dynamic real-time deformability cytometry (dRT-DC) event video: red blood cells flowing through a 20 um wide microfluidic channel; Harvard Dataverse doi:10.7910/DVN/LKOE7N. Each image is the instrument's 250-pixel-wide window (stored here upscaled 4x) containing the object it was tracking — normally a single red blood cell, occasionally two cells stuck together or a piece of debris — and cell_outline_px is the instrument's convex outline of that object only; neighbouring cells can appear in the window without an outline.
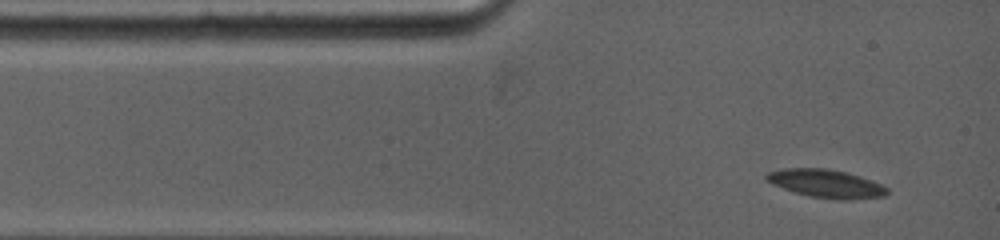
{"species": "common noctule bat (a hibernating species)", "species_latin": "Nyctalus noctula", "temperature_condition": "warm", "stored_images_in_passage": 14, "camera_frame_rate_fps": 5000, "um_per_image_px": 0.085, "animal": {"sex": "female", "body_mass_g": 19.0, "forearm_length_mm": 53.3}, "frame": {"image": 1, "passage_image": 1, "time_ms": 0.0, "image_size_px": [1000, 240], "cell_outline_px": [[888, 192], [884, 196], [852, 200], [836, 200], [808, 196], [772, 184], [764, 176], [768, 172], [784, 168], [828, 168], [860, 176], [880, 184], [888, 188]], "centroid_in_image_um": [70.23, 15.61], "position_along_channel_um": 14.8, "area_um2": 19.77}}
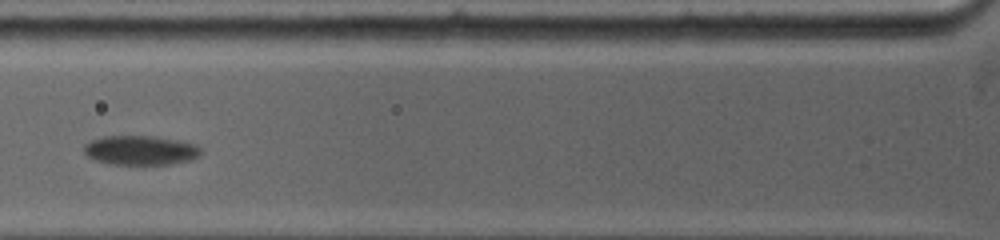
{"frame": {"image": 2, "passage_image": 7, "time_ms": 3.6, "image_size_px": [1000, 240], "cell_outline_px": [[200, 152], [196, 156], [188, 160], [168, 164], [112, 164], [96, 160], [88, 156], [84, 152], [84, 144], [92, 140], [104, 136], [152, 136], [176, 140], [196, 144], [200, 148]], "centroid_in_image_um": [11.9, 12.76], "position_along_channel_um": 113.9, "area_um2": 19.65}}
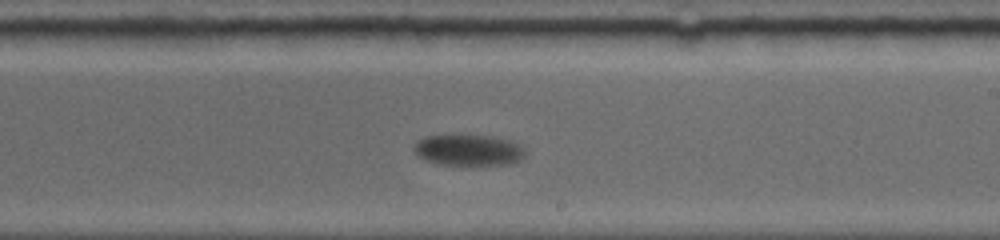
{"frame": {"image": 3, "passage_image": 14, "time_ms": 7.4, "image_size_px": [1000, 240], "cell_outline_px": [[524, 156], [520, 160], [512, 164], [476, 168], [436, 164], [424, 160], [412, 148], [412, 144], [416, 140], [424, 136], [484, 136], [512, 140], [520, 144], [524, 148]], "centroid_in_image_um": [39.83, 12.83], "position_along_channel_um": 249.2, "area_um2": 21.1}}